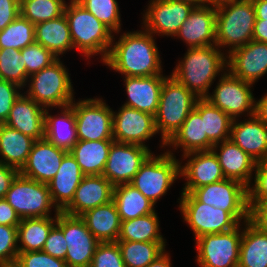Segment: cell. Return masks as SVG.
Wrapping results in <instances>:
<instances>
[{
  "instance_id": "6da1fadb",
  "label": "cell",
  "mask_w": 267,
  "mask_h": 267,
  "mask_svg": "<svg viewBox=\"0 0 267 267\" xmlns=\"http://www.w3.org/2000/svg\"><path fill=\"white\" fill-rule=\"evenodd\" d=\"M155 36L141 30L124 31L116 41L115 35L104 65L123 77L164 75L160 51Z\"/></svg>"
},
{
  "instance_id": "7a4b0ae2",
  "label": "cell",
  "mask_w": 267,
  "mask_h": 267,
  "mask_svg": "<svg viewBox=\"0 0 267 267\" xmlns=\"http://www.w3.org/2000/svg\"><path fill=\"white\" fill-rule=\"evenodd\" d=\"M182 58L170 75L198 98H205L216 77L227 70V54L216 45L187 48Z\"/></svg>"
},
{
  "instance_id": "3957f363",
  "label": "cell",
  "mask_w": 267,
  "mask_h": 267,
  "mask_svg": "<svg viewBox=\"0 0 267 267\" xmlns=\"http://www.w3.org/2000/svg\"><path fill=\"white\" fill-rule=\"evenodd\" d=\"M68 1L64 14L74 49L87 61L100 55L103 63L110 51L114 33L76 0Z\"/></svg>"
},
{
  "instance_id": "277c9868",
  "label": "cell",
  "mask_w": 267,
  "mask_h": 267,
  "mask_svg": "<svg viewBox=\"0 0 267 267\" xmlns=\"http://www.w3.org/2000/svg\"><path fill=\"white\" fill-rule=\"evenodd\" d=\"M255 21L252 0H231L217 5L216 46L228 54L246 45L253 40Z\"/></svg>"
},
{
  "instance_id": "5b68a950",
  "label": "cell",
  "mask_w": 267,
  "mask_h": 267,
  "mask_svg": "<svg viewBox=\"0 0 267 267\" xmlns=\"http://www.w3.org/2000/svg\"><path fill=\"white\" fill-rule=\"evenodd\" d=\"M199 98L173 76L164 79L157 112L154 115L155 128L161 138L159 148L182 126Z\"/></svg>"
},
{
  "instance_id": "8992f818",
  "label": "cell",
  "mask_w": 267,
  "mask_h": 267,
  "mask_svg": "<svg viewBox=\"0 0 267 267\" xmlns=\"http://www.w3.org/2000/svg\"><path fill=\"white\" fill-rule=\"evenodd\" d=\"M66 67L61 58H57L28 78L24 93L44 108L70 105L75 100V92Z\"/></svg>"
},
{
  "instance_id": "52a82bcc",
  "label": "cell",
  "mask_w": 267,
  "mask_h": 267,
  "mask_svg": "<svg viewBox=\"0 0 267 267\" xmlns=\"http://www.w3.org/2000/svg\"><path fill=\"white\" fill-rule=\"evenodd\" d=\"M154 152L140 166L130 183L154 205L165 196L170 187L180 178V160L164 150Z\"/></svg>"
},
{
  "instance_id": "ba28073f",
  "label": "cell",
  "mask_w": 267,
  "mask_h": 267,
  "mask_svg": "<svg viewBox=\"0 0 267 267\" xmlns=\"http://www.w3.org/2000/svg\"><path fill=\"white\" fill-rule=\"evenodd\" d=\"M4 198L21 219L51 217L53 209L55 213L60 212L52 202L48 184L24 177L20 173Z\"/></svg>"
},
{
  "instance_id": "9c48e42d",
  "label": "cell",
  "mask_w": 267,
  "mask_h": 267,
  "mask_svg": "<svg viewBox=\"0 0 267 267\" xmlns=\"http://www.w3.org/2000/svg\"><path fill=\"white\" fill-rule=\"evenodd\" d=\"M213 92L207 99L212 105L220 108L233 120L255 115L253 84L233 76L226 70L219 78ZM242 116V117H241Z\"/></svg>"
},
{
  "instance_id": "30bf717a",
  "label": "cell",
  "mask_w": 267,
  "mask_h": 267,
  "mask_svg": "<svg viewBox=\"0 0 267 267\" xmlns=\"http://www.w3.org/2000/svg\"><path fill=\"white\" fill-rule=\"evenodd\" d=\"M178 200V210L195 239L205 234L228 232L239 225L227 211L199 202L191 193H181Z\"/></svg>"
},
{
  "instance_id": "8fae6325",
  "label": "cell",
  "mask_w": 267,
  "mask_h": 267,
  "mask_svg": "<svg viewBox=\"0 0 267 267\" xmlns=\"http://www.w3.org/2000/svg\"><path fill=\"white\" fill-rule=\"evenodd\" d=\"M243 223L235 229L216 234H205L195 241L199 267H238Z\"/></svg>"
},
{
  "instance_id": "7c38bea8",
  "label": "cell",
  "mask_w": 267,
  "mask_h": 267,
  "mask_svg": "<svg viewBox=\"0 0 267 267\" xmlns=\"http://www.w3.org/2000/svg\"><path fill=\"white\" fill-rule=\"evenodd\" d=\"M78 101V102H77ZM71 103L76 118L78 140L113 139V109L103 98H85Z\"/></svg>"
},
{
  "instance_id": "4fadbf2b",
  "label": "cell",
  "mask_w": 267,
  "mask_h": 267,
  "mask_svg": "<svg viewBox=\"0 0 267 267\" xmlns=\"http://www.w3.org/2000/svg\"><path fill=\"white\" fill-rule=\"evenodd\" d=\"M191 194L199 202L227 211L239 224L249 220L248 188L236 180L225 178Z\"/></svg>"
},
{
  "instance_id": "5bb4252c",
  "label": "cell",
  "mask_w": 267,
  "mask_h": 267,
  "mask_svg": "<svg viewBox=\"0 0 267 267\" xmlns=\"http://www.w3.org/2000/svg\"><path fill=\"white\" fill-rule=\"evenodd\" d=\"M56 225L63 231L67 242L65 262L67 267H90L94 252L100 243L88 230L80 216L60 211Z\"/></svg>"
},
{
  "instance_id": "9a60e30c",
  "label": "cell",
  "mask_w": 267,
  "mask_h": 267,
  "mask_svg": "<svg viewBox=\"0 0 267 267\" xmlns=\"http://www.w3.org/2000/svg\"><path fill=\"white\" fill-rule=\"evenodd\" d=\"M143 10L141 26L158 36H174L178 33L182 23L188 18L194 6L177 0H150Z\"/></svg>"
},
{
  "instance_id": "2e32d148",
  "label": "cell",
  "mask_w": 267,
  "mask_h": 267,
  "mask_svg": "<svg viewBox=\"0 0 267 267\" xmlns=\"http://www.w3.org/2000/svg\"><path fill=\"white\" fill-rule=\"evenodd\" d=\"M152 153L150 148L142 145L113 141L102 175L113 186L131 183L140 166Z\"/></svg>"
},
{
  "instance_id": "e0dca14e",
  "label": "cell",
  "mask_w": 267,
  "mask_h": 267,
  "mask_svg": "<svg viewBox=\"0 0 267 267\" xmlns=\"http://www.w3.org/2000/svg\"><path fill=\"white\" fill-rule=\"evenodd\" d=\"M156 134L158 133L152 114L125 105H122L118 111L113 110L114 141L138 144L149 148L146 142Z\"/></svg>"
},
{
  "instance_id": "ac0fdd59",
  "label": "cell",
  "mask_w": 267,
  "mask_h": 267,
  "mask_svg": "<svg viewBox=\"0 0 267 267\" xmlns=\"http://www.w3.org/2000/svg\"><path fill=\"white\" fill-rule=\"evenodd\" d=\"M181 157L180 159L187 161L183 164L180 160V177L186 181L181 193H191L194 189L225 179L220 163L212 150L191 152Z\"/></svg>"
},
{
  "instance_id": "d6986e66",
  "label": "cell",
  "mask_w": 267,
  "mask_h": 267,
  "mask_svg": "<svg viewBox=\"0 0 267 267\" xmlns=\"http://www.w3.org/2000/svg\"><path fill=\"white\" fill-rule=\"evenodd\" d=\"M227 70L254 85L267 73V43L251 40L228 53Z\"/></svg>"
},
{
  "instance_id": "ffe728a7",
  "label": "cell",
  "mask_w": 267,
  "mask_h": 267,
  "mask_svg": "<svg viewBox=\"0 0 267 267\" xmlns=\"http://www.w3.org/2000/svg\"><path fill=\"white\" fill-rule=\"evenodd\" d=\"M175 38L186 43L187 48L216 45V6L194 7Z\"/></svg>"
},
{
  "instance_id": "44dd1931",
  "label": "cell",
  "mask_w": 267,
  "mask_h": 267,
  "mask_svg": "<svg viewBox=\"0 0 267 267\" xmlns=\"http://www.w3.org/2000/svg\"><path fill=\"white\" fill-rule=\"evenodd\" d=\"M68 151L56 147L48 140H36L27 162L19 173L35 181L49 184L58 172L61 161Z\"/></svg>"
},
{
  "instance_id": "7402d4cb",
  "label": "cell",
  "mask_w": 267,
  "mask_h": 267,
  "mask_svg": "<svg viewBox=\"0 0 267 267\" xmlns=\"http://www.w3.org/2000/svg\"><path fill=\"white\" fill-rule=\"evenodd\" d=\"M220 163L225 178L236 180L247 188L252 184L257 162L231 139L215 144L211 149Z\"/></svg>"
},
{
  "instance_id": "603a6c76",
  "label": "cell",
  "mask_w": 267,
  "mask_h": 267,
  "mask_svg": "<svg viewBox=\"0 0 267 267\" xmlns=\"http://www.w3.org/2000/svg\"><path fill=\"white\" fill-rule=\"evenodd\" d=\"M114 186L103 175L84 176L64 213L81 216L85 212L113 200Z\"/></svg>"
},
{
  "instance_id": "cb8c5ba5",
  "label": "cell",
  "mask_w": 267,
  "mask_h": 267,
  "mask_svg": "<svg viewBox=\"0 0 267 267\" xmlns=\"http://www.w3.org/2000/svg\"><path fill=\"white\" fill-rule=\"evenodd\" d=\"M23 92L13 104L4 124L35 140L44 139L46 108Z\"/></svg>"
},
{
  "instance_id": "d4e9b609",
  "label": "cell",
  "mask_w": 267,
  "mask_h": 267,
  "mask_svg": "<svg viewBox=\"0 0 267 267\" xmlns=\"http://www.w3.org/2000/svg\"><path fill=\"white\" fill-rule=\"evenodd\" d=\"M229 139L257 163L267 158V126L256 115L233 120Z\"/></svg>"
},
{
  "instance_id": "484cf974",
  "label": "cell",
  "mask_w": 267,
  "mask_h": 267,
  "mask_svg": "<svg viewBox=\"0 0 267 267\" xmlns=\"http://www.w3.org/2000/svg\"><path fill=\"white\" fill-rule=\"evenodd\" d=\"M167 75L145 77H121L127 94L123 105L140 110L153 116L159 106V98L164 79Z\"/></svg>"
},
{
  "instance_id": "4316f807",
  "label": "cell",
  "mask_w": 267,
  "mask_h": 267,
  "mask_svg": "<svg viewBox=\"0 0 267 267\" xmlns=\"http://www.w3.org/2000/svg\"><path fill=\"white\" fill-rule=\"evenodd\" d=\"M213 146L214 144L204 132L202 117L195 109L189 113L182 126L165 143V147H170L166 151L171 155H174L178 148L182 151L181 155H185L196 151H209Z\"/></svg>"
},
{
  "instance_id": "83f0119b",
  "label": "cell",
  "mask_w": 267,
  "mask_h": 267,
  "mask_svg": "<svg viewBox=\"0 0 267 267\" xmlns=\"http://www.w3.org/2000/svg\"><path fill=\"white\" fill-rule=\"evenodd\" d=\"M84 176L75 158L68 152L48 184L52 202L59 211H63L71 203Z\"/></svg>"
},
{
  "instance_id": "f1b7e54d",
  "label": "cell",
  "mask_w": 267,
  "mask_h": 267,
  "mask_svg": "<svg viewBox=\"0 0 267 267\" xmlns=\"http://www.w3.org/2000/svg\"><path fill=\"white\" fill-rule=\"evenodd\" d=\"M53 108L45 110V136L44 138L56 147L70 151L78 142L76 131V118L72 105L58 108V114L53 115ZM50 110V113H49Z\"/></svg>"
},
{
  "instance_id": "f546056e",
  "label": "cell",
  "mask_w": 267,
  "mask_h": 267,
  "mask_svg": "<svg viewBox=\"0 0 267 267\" xmlns=\"http://www.w3.org/2000/svg\"><path fill=\"white\" fill-rule=\"evenodd\" d=\"M80 217L99 242H117L121 219L113 200L85 212Z\"/></svg>"
},
{
  "instance_id": "4dcf8cb0",
  "label": "cell",
  "mask_w": 267,
  "mask_h": 267,
  "mask_svg": "<svg viewBox=\"0 0 267 267\" xmlns=\"http://www.w3.org/2000/svg\"><path fill=\"white\" fill-rule=\"evenodd\" d=\"M35 42L43 45L57 58H61L70 50H74L65 14L35 24Z\"/></svg>"
},
{
  "instance_id": "1f68e13d",
  "label": "cell",
  "mask_w": 267,
  "mask_h": 267,
  "mask_svg": "<svg viewBox=\"0 0 267 267\" xmlns=\"http://www.w3.org/2000/svg\"><path fill=\"white\" fill-rule=\"evenodd\" d=\"M35 141L18 130L0 124V162L20 171Z\"/></svg>"
},
{
  "instance_id": "d6a6232c",
  "label": "cell",
  "mask_w": 267,
  "mask_h": 267,
  "mask_svg": "<svg viewBox=\"0 0 267 267\" xmlns=\"http://www.w3.org/2000/svg\"><path fill=\"white\" fill-rule=\"evenodd\" d=\"M114 140H78L69 153L85 176L102 175Z\"/></svg>"
},
{
  "instance_id": "836d02e7",
  "label": "cell",
  "mask_w": 267,
  "mask_h": 267,
  "mask_svg": "<svg viewBox=\"0 0 267 267\" xmlns=\"http://www.w3.org/2000/svg\"><path fill=\"white\" fill-rule=\"evenodd\" d=\"M238 267H267V233L243 222Z\"/></svg>"
},
{
  "instance_id": "e575fe53",
  "label": "cell",
  "mask_w": 267,
  "mask_h": 267,
  "mask_svg": "<svg viewBox=\"0 0 267 267\" xmlns=\"http://www.w3.org/2000/svg\"><path fill=\"white\" fill-rule=\"evenodd\" d=\"M57 215L21 219L17 227L19 253L42 251L51 229L56 225Z\"/></svg>"
},
{
  "instance_id": "d590c367",
  "label": "cell",
  "mask_w": 267,
  "mask_h": 267,
  "mask_svg": "<svg viewBox=\"0 0 267 267\" xmlns=\"http://www.w3.org/2000/svg\"><path fill=\"white\" fill-rule=\"evenodd\" d=\"M113 202L121 221L155 212V205L130 183L114 186Z\"/></svg>"
},
{
  "instance_id": "8d00e7d4",
  "label": "cell",
  "mask_w": 267,
  "mask_h": 267,
  "mask_svg": "<svg viewBox=\"0 0 267 267\" xmlns=\"http://www.w3.org/2000/svg\"><path fill=\"white\" fill-rule=\"evenodd\" d=\"M194 109L201 115L204 132L215 145L230 138L233 119L207 99L199 98Z\"/></svg>"
},
{
  "instance_id": "74e56055",
  "label": "cell",
  "mask_w": 267,
  "mask_h": 267,
  "mask_svg": "<svg viewBox=\"0 0 267 267\" xmlns=\"http://www.w3.org/2000/svg\"><path fill=\"white\" fill-rule=\"evenodd\" d=\"M159 224L157 212L121 221L120 234L117 241L166 242L160 231Z\"/></svg>"
},
{
  "instance_id": "f35d334b",
  "label": "cell",
  "mask_w": 267,
  "mask_h": 267,
  "mask_svg": "<svg viewBox=\"0 0 267 267\" xmlns=\"http://www.w3.org/2000/svg\"><path fill=\"white\" fill-rule=\"evenodd\" d=\"M126 267H147L166 251L167 242L117 241Z\"/></svg>"
},
{
  "instance_id": "ab89813d",
  "label": "cell",
  "mask_w": 267,
  "mask_h": 267,
  "mask_svg": "<svg viewBox=\"0 0 267 267\" xmlns=\"http://www.w3.org/2000/svg\"><path fill=\"white\" fill-rule=\"evenodd\" d=\"M35 42V25L21 14L0 31V48L21 50Z\"/></svg>"
},
{
  "instance_id": "60d3db41",
  "label": "cell",
  "mask_w": 267,
  "mask_h": 267,
  "mask_svg": "<svg viewBox=\"0 0 267 267\" xmlns=\"http://www.w3.org/2000/svg\"><path fill=\"white\" fill-rule=\"evenodd\" d=\"M66 0H20V14L34 25L64 14Z\"/></svg>"
},
{
  "instance_id": "b9f144b4",
  "label": "cell",
  "mask_w": 267,
  "mask_h": 267,
  "mask_svg": "<svg viewBox=\"0 0 267 267\" xmlns=\"http://www.w3.org/2000/svg\"><path fill=\"white\" fill-rule=\"evenodd\" d=\"M81 6L92 13L100 22L106 25L114 35H119L121 29V13L117 0H76Z\"/></svg>"
},
{
  "instance_id": "7bdbcfd3",
  "label": "cell",
  "mask_w": 267,
  "mask_h": 267,
  "mask_svg": "<svg viewBox=\"0 0 267 267\" xmlns=\"http://www.w3.org/2000/svg\"><path fill=\"white\" fill-rule=\"evenodd\" d=\"M0 79L12 82L21 88L26 86V66L20 50L0 48Z\"/></svg>"
},
{
  "instance_id": "ee69618b",
  "label": "cell",
  "mask_w": 267,
  "mask_h": 267,
  "mask_svg": "<svg viewBox=\"0 0 267 267\" xmlns=\"http://www.w3.org/2000/svg\"><path fill=\"white\" fill-rule=\"evenodd\" d=\"M20 54L23 56L26 66V84L31 75L49 66L57 59L48 49L36 42L21 49Z\"/></svg>"
},
{
  "instance_id": "f6af8a7d",
  "label": "cell",
  "mask_w": 267,
  "mask_h": 267,
  "mask_svg": "<svg viewBox=\"0 0 267 267\" xmlns=\"http://www.w3.org/2000/svg\"><path fill=\"white\" fill-rule=\"evenodd\" d=\"M90 267H126L117 242H100Z\"/></svg>"
},
{
  "instance_id": "bcb514c9",
  "label": "cell",
  "mask_w": 267,
  "mask_h": 267,
  "mask_svg": "<svg viewBox=\"0 0 267 267\" xmlns=\"http://www.w3.org/2000/svg\"><path fill=\"white\" fill-rule=\"evenodd\" d=\"M18 253L17 227L0 225V265L15 263Z\"/></svg>"
},
{
  "instance_id": "7dc6e473",
  "label": "cell",
  "mask_w": 267,
  "mask_h": 267,
  "mask_svg": "<svg viewBox=\"0 0 267 267\" xmlns=\"http://www.w3.org/2000/svg\"><path fill=\"white\" fill-rule=\"evenodd\" d=\"M15 263L19 267H67L64 260L55 258L44 251L18 253Z\"/></svg>"
},
{
  "instance_id": "c3c4849f",
  "label": "cell",
  "mask_w": 267,
  "mask_h": 267,
  "mask_svg": "<svg viewBox=\"0 0 267 267\" xmlns=\"http://www.w3.org/2000/svg\"><path fill=\"white\" fill-rule=\"evenodd\" d=\"M253 181L248 188V203L267 200V158L256 164Z\"/></svg>"
},
{
  "instance_id": "681fc988",
  "label": "cell",
  "mask_w": 267,
  "mask_h": 267,
  "mask_svg": "<svg viewBox=\"0 0 267 267\" xmlns=\"http://www.w3.org/2000/svg\"><path fill=\"white\" fill-rule=\"evenodd\" d=\"M20 90H24L18 85L0 79V124H4L7 120L13 104L22 94Z\"/></svg>"
},
{
  "instance_id": "f907efd6",
  "label": "cell",
  "mask_w": 267,
  "mask_h": 267,
  "mask_svg": "<svg viewBox=\"0 0 267 267\" xmlns=\"http://www.w3.org/2000/svg\"><path fill=\"white\" fill-rule=\"evenodd\" d=\"M67 248V242L63 236V231L57 225H55L51 229L42 251L55 258L65 261Z\"/></svg>"
},
{
  "instance_id": "816d5d0a",
  "label": "cell",
  "mask_w": 267,
  "mask_h": 267,
  "mask_svg": "<svg viewBox=\"0 0 267 267\" xmlns=\"http://www.w3.org/2000/svg\"><path fill=\"white\" fill-rule=\"evenodd\" d=\"M20 15V0H0V31Z\"/></svg>"
},
{
  "instance_id": "f5cc1de1",
  "label": "cell",
  "mask_w": 267,
  "mask_h": 267,
  "mask_svg": "<svg viewBox=\"0 0 267 267\" xmlns=\"http://www.w3.org/2000/svg\"><path fill=\"white\" fill-rule=\"evenodd\" d=\"M249 221L262 232L267 233V200L260 203H248Z\"/></svg>"
},
{
  "instance_id": "db71d44e",
  "label": "cell",
  "mask_w": 267,
  "mask_h": 267,
  "mask_svg": "<svg viewBox=\"0 0 267 267\" xmlns=\"http://www.w3.org/2000/svg\"><path fill=\"white\" fill-rule=\"evenodd\" d=\"M21 218L16 211L8 204L5 198H0V225L18 227Z\"/></svg>"
},
{
  "instance_id": "11a10c76",
  "label": "cell",
  "mask_w": 267,
  "mask_h": 267,
  "mask_svg": "<svg viewBox=\"0 0 267 267\" xmlns=\"http://www.w3.org/2000/svg\"><path fill=\"white\" fill-rule=\"evenodd\" d=\"M19 170L0 162V198H4Z\"/></svg>"
},
{
  "instance_id": "9f6ffc18",
  "label": "cell",
  "mask_w": 267,
  "mask_h": 267,
  "mask_svg": "<svg viewBox=\"0 0 267 267\" xmlns=\"http://www.w3.org/2000/svg\"><path fill=\"white\" fill-rule=\"evenodd\" d=\"M253 40L267 43V21L266 20L256 19L254 30H253Z\"/></svg>"
},
{
  "instance_id": "6f0895ef",
  "label": "cell",
  "mask_w": 267,
  "mask_h": 267,
  "mask_svg": "<svg viewBox=\"0 0 267 267\" xmlns=\"http://www.w3.org/2000/svg\"><path fill=\"white\" fill-rule=\"evenodd\" d=\"M257 100H255V115L267 126V93Z\"/></svg>"
},
{
  "instance_id": "680465c9",
  "label": "cell",
  "mask_w": 267,
  "mask_h": 267,
  "mask_svg": "<svg viewBox=\"0 0 267 267\" xmlns=\"http://www.w3.org/2000/svg\"><path fill=\"white\" fill-rule=\"evenodd\" d=\"M256 19L267 21V0H252Z\"/></svg>"
},
{
  "instance_id": "91938a15",
  "label": "cell",
  "mask_w": 267,
  "mask_h": 267,
  "mask_svg": "<svg viewBox=\"0 0 267 267\" xmlns=\"http://www.w3.org/2000/svg\"><path fill=\"white\" fill-rule=\"evenodd\" d=\"M147 267H173L170 253H168V251H165L155 261L151 262Z\"/></svg>"
},
{
  "instance_id": "94428289",
  "label": "cell",
  "mask_w": 267,
  "mask_h": 267,
  "mask_svg": "<svg viewBox=\"0 0 267 267\" xmlns=\"http://www.w3.org/2000/svg\"><path fill=\"white\" fill-rule=\"evenodd\" d=\"M192 4L194 7L206 6L205 0H177Z\"/></svg>"
},
{
  "instance_id": "6125c7cd",
  "label": "cell",
  "mask_w": 267,
  "mask_h": 267,
  "mask_svg": "<svg viewBox=\"0 0 267 267\" xmlns=\"http://www.w3.org/2000/svg\"><path fill=\"white\" fill-rule=\"evenodd\" d=\"M231 0H205L206 5H214L217 6L219 4L229 2Z\"/></svg>"
},
{
  "instance_id": "be15d7a7",
  "label": "cell",
  "mask_w": 267,
  "mask_h": 267,
  "mask_svg": "<svg viewBox=\"0 0 267 267\" xmlns=\"http://www.w3.org/2000/svg\"><path fill=\"white\" fill-rule=\"evenodd\" d=\"M0 267H19L16 263L7 264V265H0Z\"/></svg>"
}]
</instances>
